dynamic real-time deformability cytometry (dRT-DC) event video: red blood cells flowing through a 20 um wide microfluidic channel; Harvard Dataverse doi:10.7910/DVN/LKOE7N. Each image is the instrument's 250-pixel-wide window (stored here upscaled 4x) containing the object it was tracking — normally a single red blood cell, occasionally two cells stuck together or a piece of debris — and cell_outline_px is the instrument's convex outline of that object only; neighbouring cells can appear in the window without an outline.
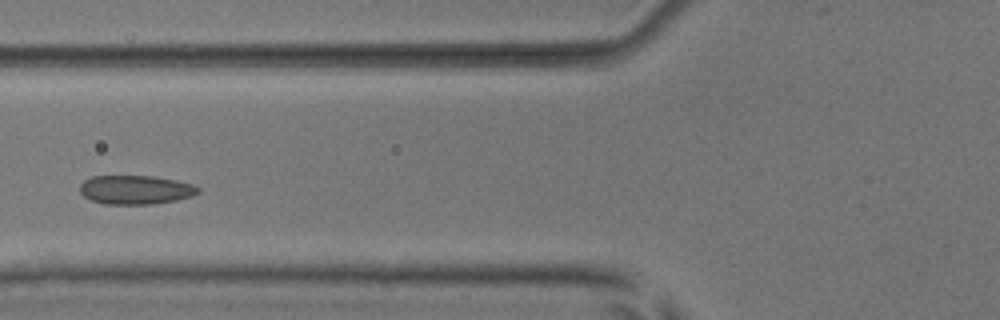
{"species": "common noctule bat (a hibernating species)", "species_latin": "Nyctalus noctula", "temperature_condition": "room temperature", "stored_images_in_passage": 3, "camera_frame_rate_fps": 3000, "um_per_image_px": 0.085, "animal": {"sex": "male", "body_mass_g": 17.9, "forearm_length_mm": 54.2}, "frame": {"image": 1, "passage_image": 3, "time_ms": 3.0, "image_size_px": [1000, 320], "cell_outline_px": [[200, 192], [192, 196], [176, 200], [152, 204], [104, 204], [92, 200], [84, 196], [80, 192], [80, 184], [84, 180], [92, 176], [152, 176], [176, 180], [192, 184], [200, 188]], "centroid_in_image_um": [11.53, 16.13], "position_along_channel_um": 114.3, "area_um2": 19.94}}